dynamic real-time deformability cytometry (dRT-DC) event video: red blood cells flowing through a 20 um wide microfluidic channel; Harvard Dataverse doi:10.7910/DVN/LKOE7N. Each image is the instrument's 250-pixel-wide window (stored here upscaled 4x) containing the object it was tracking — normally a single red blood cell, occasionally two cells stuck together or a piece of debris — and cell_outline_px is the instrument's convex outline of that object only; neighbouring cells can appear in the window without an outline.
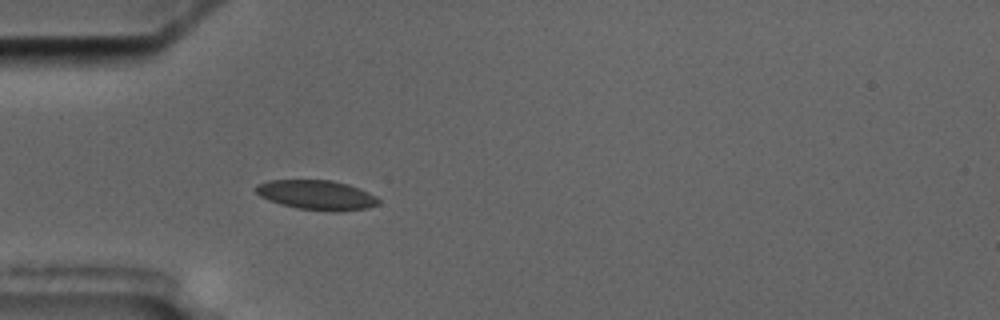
{"species": "common noctule bat (a hibernating species)", "species_latin": "Nyctalus noctula", "temperature_condition": "cold", "stored_images_in_passage": 6, "camera_frame_rate_fps": 3000, "um_per_image_px": 0.085, "animal": {"sex": "male", "body_mass_g": 17.5, "forearm_length_mm": 52.3}, "frame": {"image": 1, "passage_image": 6, "time_ms": 5.667, "image_size_px": [1000, 320], "cell_outline_px": [[380, 204], [368, 208], [340, 212], [332, 212], [296, 208], [280, 204], [268, 200], [260, 196], [252, 188], [256, 184], [268, 180], [332, 180], [348, 184], [368, 192], [376, 196], [380, 200]], "centroid_in_image_um": [26.9, 16.58], "position_along_channel_um": 58.1, "area_um2": 21.56}}